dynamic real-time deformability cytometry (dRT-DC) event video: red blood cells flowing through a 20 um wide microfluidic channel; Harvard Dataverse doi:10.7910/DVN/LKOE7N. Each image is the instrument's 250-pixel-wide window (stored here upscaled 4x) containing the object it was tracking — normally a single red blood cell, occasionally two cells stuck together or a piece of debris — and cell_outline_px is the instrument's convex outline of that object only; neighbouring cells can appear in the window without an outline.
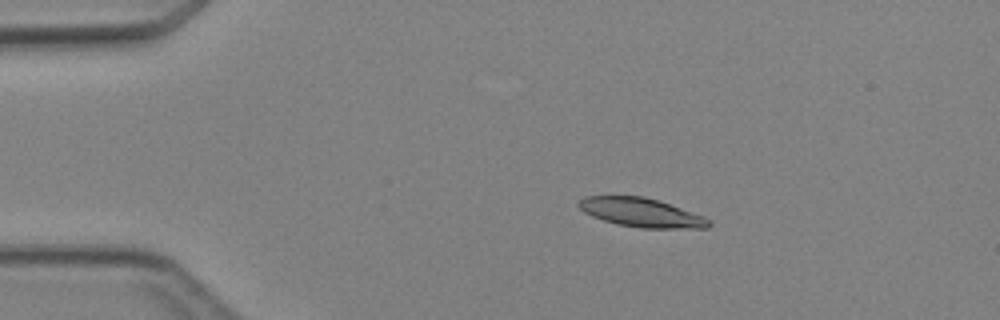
{"species": "Egyptian fruit bat (a non-hibernating species)", "species_latin": "Rousettus aegyptiacus", "temperature_condition": "cold", "stored_images_in_passage": 4, "camera_frame_rate_fps": 3000, "um_per_image_px": 0.085, "animal": {"sex": "female"}, "frame": {"image": 1, "passage_image": 2, "time_ms": 1.0, "image_size_px": [1000, 320], "cell_outline_px": [[712, 224], [708, 228], [640, 228], [616, 224], [592, 216], [584, 212], [576, 204], [584, 196], [644, 196], [704, 216], [712, 220]], "centroid_in_image_um": [54.51, 18.07], "position_along_channel_um": 30.5, "area_um2": 21.85}}
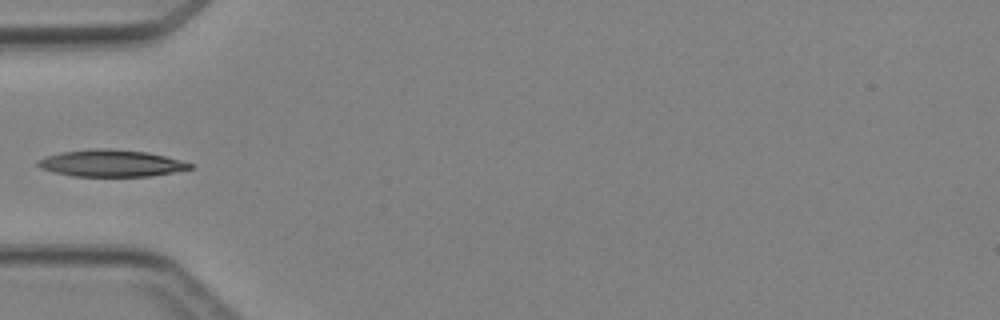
{"frame": {"image": 2, "passage_image": 4, "time_ms": 3.333, "image_size_px": [1000, 320], "cell_outline_px": [[192, 168], [172, 172], [148, 176], [72, 176], [52, 172], [40, 168], [36, 164], [36, 160], [44, 156], [64, 152], [92, 148], [96, 148], [148, 152], [180, 160], [192, 164]], "centroid_in_image_um": [9.37, 13.88], "position_along_channel_um": 75.6, "area_um2": 23.58}}